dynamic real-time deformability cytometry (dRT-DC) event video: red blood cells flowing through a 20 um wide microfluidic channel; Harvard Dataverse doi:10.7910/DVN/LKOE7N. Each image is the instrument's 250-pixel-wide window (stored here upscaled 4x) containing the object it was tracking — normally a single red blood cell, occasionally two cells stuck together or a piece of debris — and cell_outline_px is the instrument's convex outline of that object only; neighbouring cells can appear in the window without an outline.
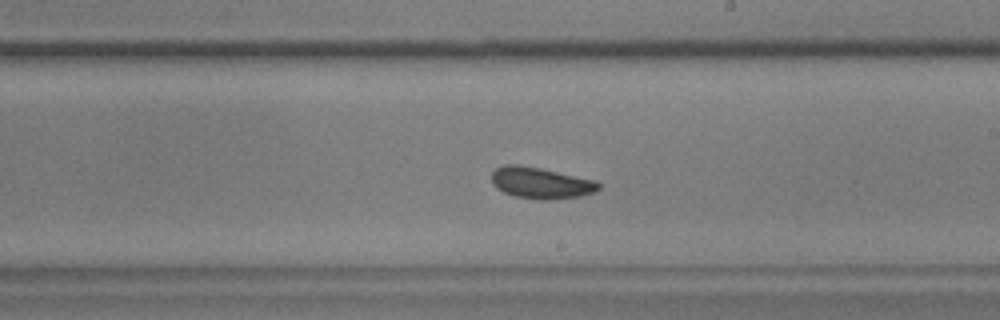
{"species": "common noctule bat (a hibernating species)", "species_latin": "Nyctalus noctula", "temperature_condition": "warm", "stored_images_in_passage": 56, "camera_frame_rate_fps": 3000, "um_per_image_px": 0.085, "animal": {"sex": "male", "body_mass_g": 17.9, "forearm_length_mm": 54.2}, "frame": {"image": 1, "passage_image": 31, "time_ms": 10.0, "image_size_px": [1000, 320], "cell_outline_px": [[600, 188], [592, 192], [580, 196], [544, 200], [536, 200], [516, 196], [504, 192], [496, 188], [492, 184], [492, 172], [496, 168], [504, 164], [520, 164], [540, 168], [596, 180], [600, 184]], "centroid_in_image_um": [45.94, 15.54], "position_along_channel_um": 243.1, "area_um2": 19.54}}
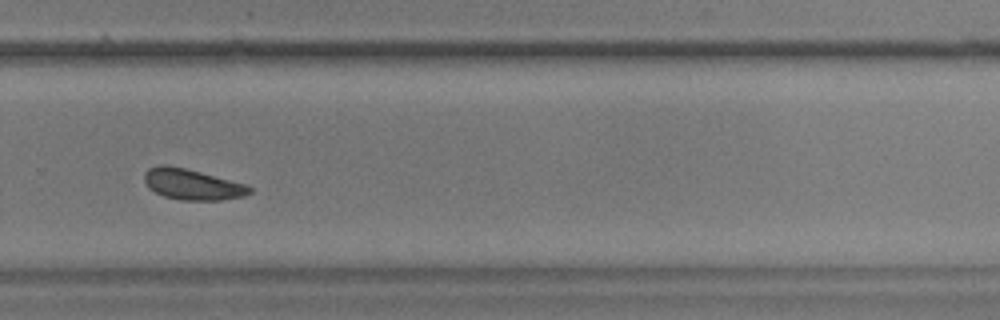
{"frame": {"image": 2, "passage_image": 37, "time_ms": 12.0, "image_size_px": [1000, 320], "cell_outline_px": [[252, 192], [244, 196], [220, 200], [180, 200], [164, 196], [148, 188], [144, 180], [144, 172], [148, 168], [160, 164], [164, 164], [184, 168], [200, 172], [244, 184], [252, 188]], "centroid_in_image_um": [16.3, 15.67], "position_along_channel_um": 313.5, "area_um2": 18.73}}
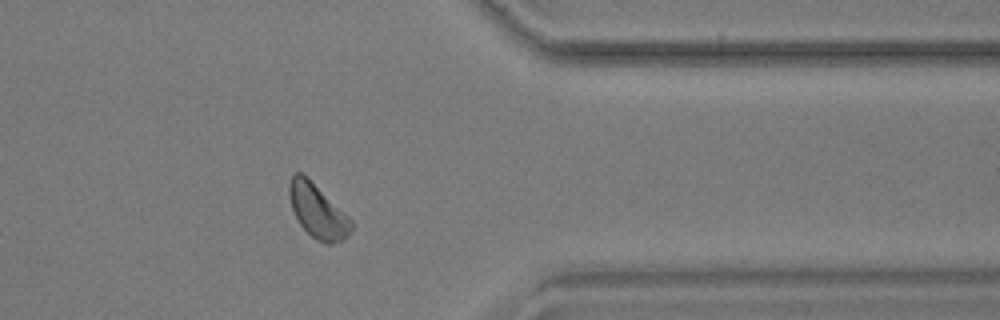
{"frame": {"image": 3, "passage_image": 44, "time_ms": 14.333, "image_size_px": [1000, 320], "cell_outline_px": [[352, 228], [348, 236], [344, 240], [332, 244], [324, 244], [316, 240], [300, 224], [292, 208], [288, 196], [288, 184], [292, 176], [296, 172], [300, 172], [344, 212], [352, 220]], "centroid_in_image_um": [27.0, 17.99], "position_along_channel_um": 384.4, "area_um2": 19.07}, "authors_computed_cell_mechanics": {"area_um2": 19.3052, "velocity_mm_per_s": 3.5271, "shape_relaxation_time_tau1_ms": 4.2696, "shape_relaxation_time_tau2_ms": 1.3177, "deformation_change_tau1": 0.0942, "deformation_change_tau2": 0.0518}}